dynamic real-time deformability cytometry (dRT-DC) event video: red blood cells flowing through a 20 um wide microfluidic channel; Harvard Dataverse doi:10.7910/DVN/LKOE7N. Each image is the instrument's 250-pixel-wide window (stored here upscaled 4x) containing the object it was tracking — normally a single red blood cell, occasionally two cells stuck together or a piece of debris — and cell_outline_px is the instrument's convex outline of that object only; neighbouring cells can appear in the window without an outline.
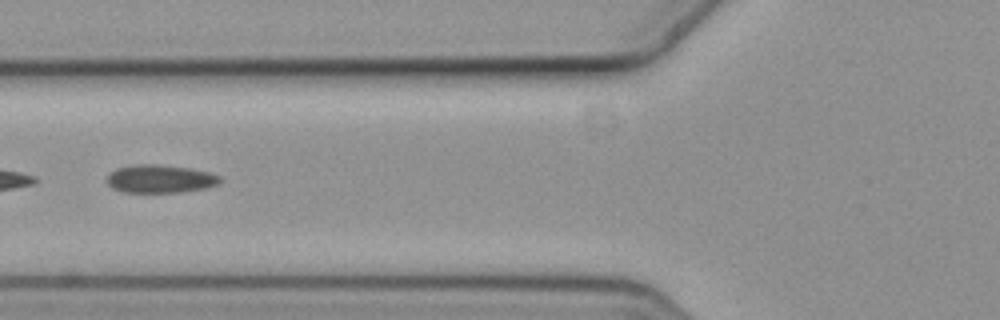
{"species": "common noctule bat (a hibernating species)", "species_latin": "Nyctalus noctula", "temperature_condition": "cold", "stored_images_in_passage": 8, "camera_frame_rate_fps": 3000, "um_per_image_px": 0.085, "animal": {"sex": "female", "body_mass_g": 19.3, "forearm_length_mm": 54.1}, "frame": {"image": 1, "passage_image": 6, "time_ms": 1.667, "image_size_px": [1000, 320], "cell_outline_px": [[220, 184], [208, 188], [180, 192], [124, 192], [112, 188], [108, 184], [108, 176], [116, 168], [136, 164], [156, 164], [192, 168], [208, 172], [220, 176]], "centroid_in_image_um": [13.65, 15.2], "position_along_channel_um": 112.2, "area_um2": 18.55}}
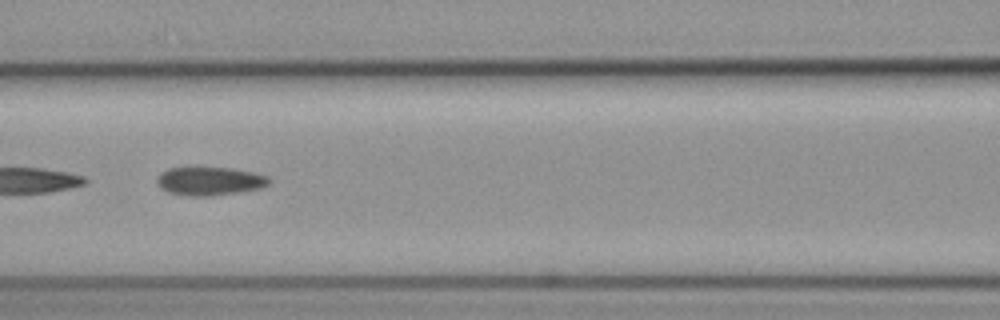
{"frame": {"image": 2, "passage_image": 7, "time_ms": 2.0, "image_size_px": [1000, 320], "cell_outline_px": [[272, 180], [268, 184], [260, 188], [240, 192], [212, 196], [188, 196], [168, 192], [160, 188], [156, 184], [156, 176], [160, 172], [168, 168], [232, 168], [252, 172], [268, 176]], "centroid_in_image_um": [17.79, 15.4], "position_along_channel_um": 148.8, "area_um2": 18.73}}
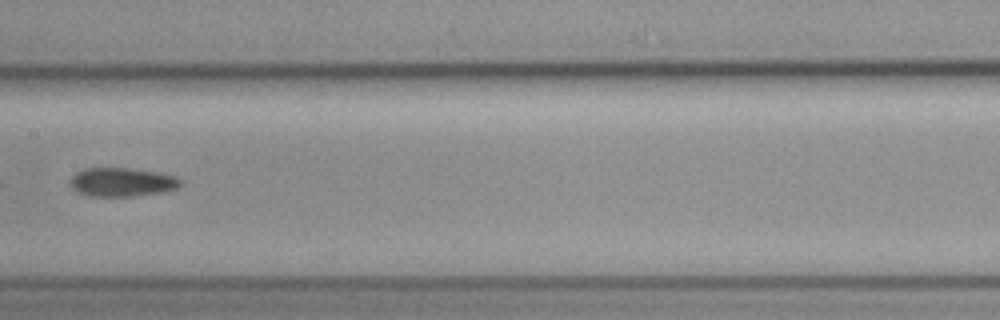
{"frame": {"image": 3, "passage_image": 8, "time_ms": 2.333, "image_size_px": [1000, 320], "cell_outline_px": [[180, 184], [176, 188], [160, 192], [132, 196], [88, 196], [72, 188], [68, 180], [76, 172], [84, 168], [128, 168], [156, 172], [176, 176], [180, 180]], "centroid_in_image_um": [10.31, 15.47], "position_along_channel_um": 197.1, "area_um2": 18.32}}